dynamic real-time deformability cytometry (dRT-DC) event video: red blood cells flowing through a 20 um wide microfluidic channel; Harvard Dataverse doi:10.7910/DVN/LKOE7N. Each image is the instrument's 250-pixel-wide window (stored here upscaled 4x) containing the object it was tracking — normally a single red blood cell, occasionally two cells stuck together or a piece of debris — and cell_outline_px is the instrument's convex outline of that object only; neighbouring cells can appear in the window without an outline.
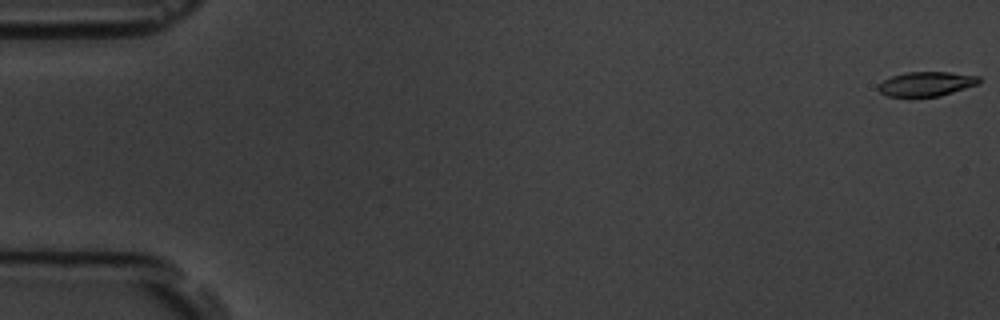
{"species": "common noctule bat (a hibernating species)", "species_latin": "Nyctalus noctula", "temperature_condition": "room temperature", "stored_images_in_passage": 6, "camera_frame_rate_fps": 3000, "um_per_image_px": 0.085, "animal": {"sex": "male", "body_mass_g": 19.5, "forearm_length_mm": 54.6}, "frame": {"image": 1, "passage_image": 1, "time_ms": 0.0, "image_size_px": [1000, 320], "cell_outline_px": [[980, 84], [940, 96], [908, 100], [888, 96], [880, 92], [876, 88], [884, 80], [892, 76], [904, 72], [948, 72], [980, 76]], "centroid_in_image_um": [78.71, 7.18], "position_along_channel_um": 6.3, "area_um2": 15.09}}
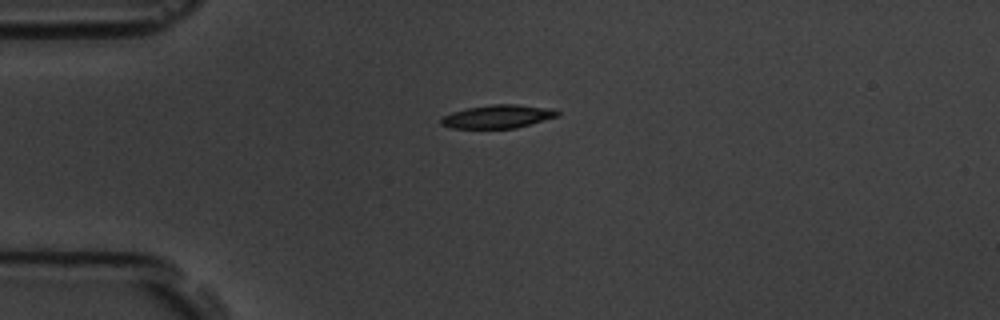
{"frame": {"image": 2, "passage_image": 5, "time_ms": 4.667, "image_size_px": [1000, 320], "cell_outline_px": [[560, 116], [516, 128], [452, 128], [440, 124], [440, 120], [444, 116], [452, 112], [468, 108], [492, 104], [516, 104], [556, 108], [560, 112]], "centroid_in_image_um": [42.39, 9.89], "position_along_channel_um": 42.6, "area_um2": 15.95}}